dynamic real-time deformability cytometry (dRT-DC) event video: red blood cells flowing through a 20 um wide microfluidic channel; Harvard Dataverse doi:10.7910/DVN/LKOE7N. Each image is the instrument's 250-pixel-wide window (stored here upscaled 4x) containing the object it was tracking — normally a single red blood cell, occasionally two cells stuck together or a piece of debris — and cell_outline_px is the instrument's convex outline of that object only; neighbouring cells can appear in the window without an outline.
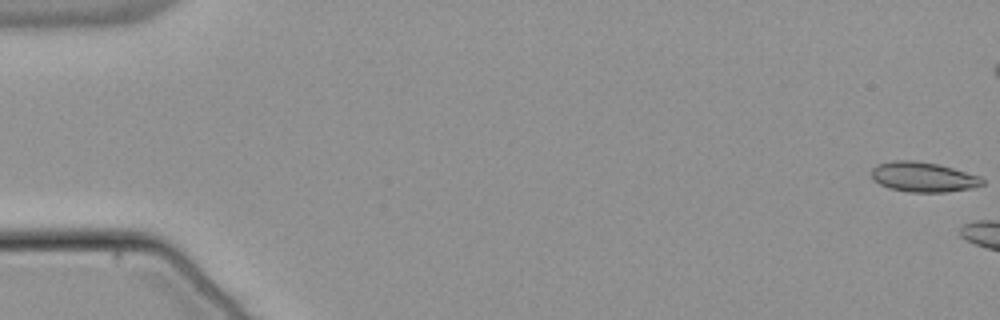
{"species": "common noctule bat (a hibernating species)", "species_latin": "Nyctalus noctula", "temperature_condition": "warm", "stored_images_in_passage": 6, "camera_frame_rate_fps": 3000, "um_per_image_px": 0.085, "animal": {"sex": "male", "body_mass_g": 21.5, "forearm_length_mm": 52.0}, "frame": {"image": 1, "passage_image": 1, "time_ms": 0.0, "image_size_px": [1000, 320], "cell_outline_px": [[984, 184], [972, 188], [948, 192], [908, 192], [888, 188], [872, 180], [872, 168], [876, 164], [892, 160], [912, 160], [940, 164], [980, 176], [984, 180]], "centroid_in_image_um": [78.46, 15.04], "position_along_channel_um": 6.5, "area_um2": 19.59}}